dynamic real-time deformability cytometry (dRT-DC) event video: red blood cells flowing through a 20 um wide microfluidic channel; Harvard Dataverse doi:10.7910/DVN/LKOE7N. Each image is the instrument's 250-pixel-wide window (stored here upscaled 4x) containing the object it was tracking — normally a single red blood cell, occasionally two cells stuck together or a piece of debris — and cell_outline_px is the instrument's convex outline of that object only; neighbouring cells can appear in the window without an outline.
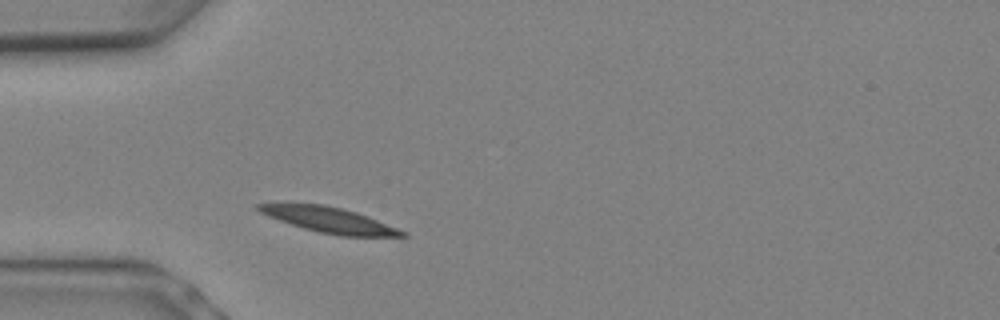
{"species": "Egyptian fruit bat (a non-hibernating species)", "species_latin": "Rousettus aegyptiacus", "temperature_condition": "warm", "stored_images_in_passage": 1, "camera_frame_rate_fps": 3000, "um_per_image_px": 0.085, "animal": {"sex": "female"}, "frame": {"image": 1, "passage_image": 1, "time_ms": 0.0, "image_size_px": [1000, 320], "cell_outline_px": [[408, 236], [340, 236], [320, 232], [304, 228], [268, 216], [260, 212], [256, 208], [256, 204], [324, 204], [356, 212], [368, 216], [408, 232]], "centroid_in_image_um": [28.05, 18.7], "position_along_channel_um": 57.0, "area_um2": 20.92}}